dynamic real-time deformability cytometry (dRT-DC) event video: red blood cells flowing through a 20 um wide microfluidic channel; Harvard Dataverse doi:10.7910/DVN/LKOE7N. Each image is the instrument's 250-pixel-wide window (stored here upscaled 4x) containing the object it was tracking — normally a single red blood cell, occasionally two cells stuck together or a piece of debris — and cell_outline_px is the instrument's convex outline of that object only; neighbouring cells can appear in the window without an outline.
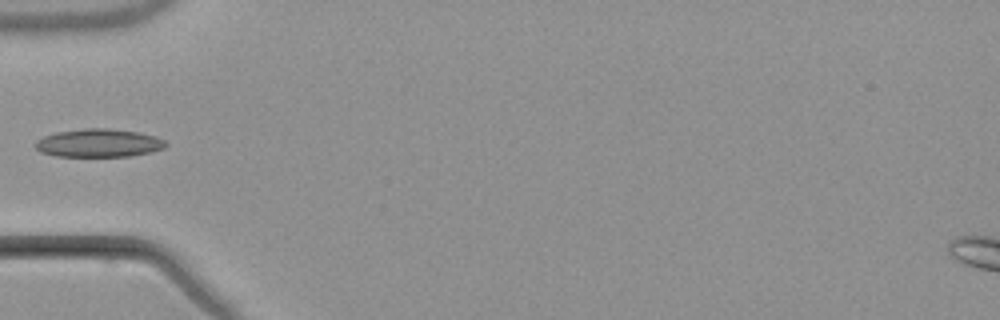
{"species": "common noctule bat (a hibernating species)", "species_latin": "Nyctalus noctula", "temperature_condition": "warm", "stored_images_in_passage": 6, "camera_frame_rate_fps": 3000, "um_per_image_px": 0.085, "animal": {"sex": "male", "body_mass_g": 21.5, "forearm_length_mm": 52.0}, "frame": {"image": 1, "passage_image": 5, "time_ms": 5.333, "image_size_px": [1000, 320], "cell_outline_px": [[168, 144], [164, 148], [152, 152], [132, 156], [56, 156], [40, 152], [32, 144], [36, 140], [44, 136], [56, 132], [84, 128], [108, 128], [140, 132], [156, 136], [164, 140]], "centroid_in_image_um": [8.39, 12.15], "position_along_channel_um": 76.6, "area_um2": 21.68}}
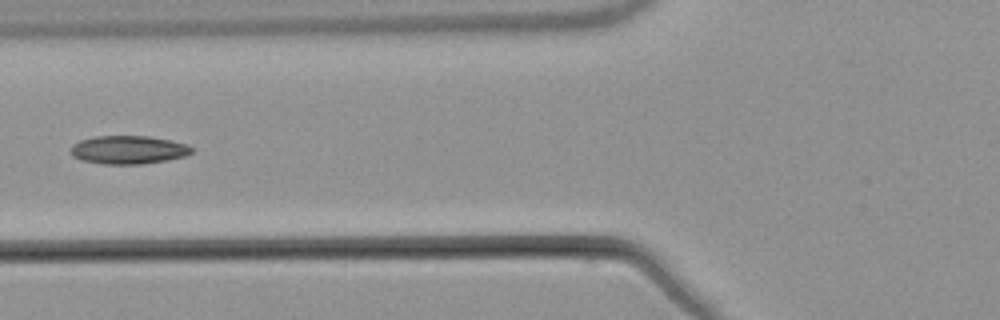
{"frame": {"image": 2, "passage_image": 6, "time_ms": 6.333, "image_size_px": [1000, 320], "cell_outline_px": [[192, 152], [188, 156], [168, 160], [144, 164], [100, 164], [80, 160], [72, 156], [72, 144], [80, 140], [96, 136], [148, 136], [188, 144], [192, 148]], "centroid_in_image_um": [10.92, 12.74], "position_along_channel_um": 114.9, "area_um2": 20.11}}